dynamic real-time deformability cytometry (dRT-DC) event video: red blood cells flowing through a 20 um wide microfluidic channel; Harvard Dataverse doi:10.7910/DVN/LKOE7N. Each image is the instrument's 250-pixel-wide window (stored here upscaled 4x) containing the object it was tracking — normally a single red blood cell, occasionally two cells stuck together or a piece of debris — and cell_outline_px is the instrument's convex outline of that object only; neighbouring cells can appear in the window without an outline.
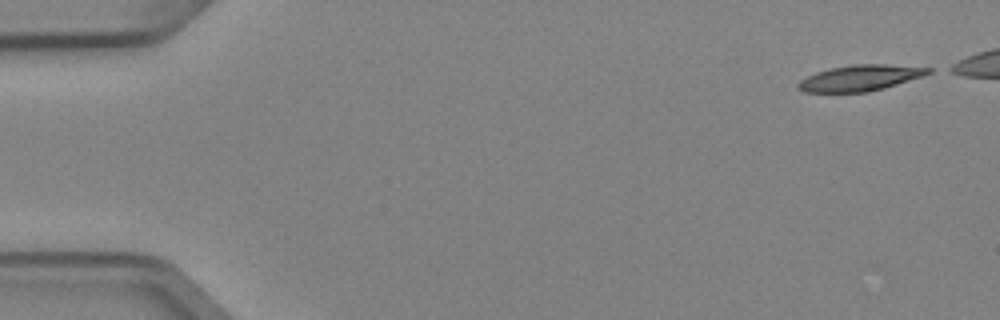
{"species": "Egyptian fruit bat (a non-hibernating species)", "species_latin": "Rousettus aegyptiacus", "temperature_condition": "cold", "stored_images_in_passage": 5, "camera_frame_rate_fps": 3000, "um_per_image_px": 0.085, "animal": {"sex": "female"}, "frame": {"image": 1, "passage_image": 1, "time_ms": 0.0, "image_size_px": [1000, 320], "cell_outline_px": [[932, 72], [884, 88], [868, 92], [804, 92], [796, 88], [796, 84], [800, 80], [816, 72], [832, 68], [852, 64], [884, 64], [932, 68]], "centroid_in_image_um": [73.05, 6.63], "position_along_channel_um": 11.9, "area_um2": 19.42}}